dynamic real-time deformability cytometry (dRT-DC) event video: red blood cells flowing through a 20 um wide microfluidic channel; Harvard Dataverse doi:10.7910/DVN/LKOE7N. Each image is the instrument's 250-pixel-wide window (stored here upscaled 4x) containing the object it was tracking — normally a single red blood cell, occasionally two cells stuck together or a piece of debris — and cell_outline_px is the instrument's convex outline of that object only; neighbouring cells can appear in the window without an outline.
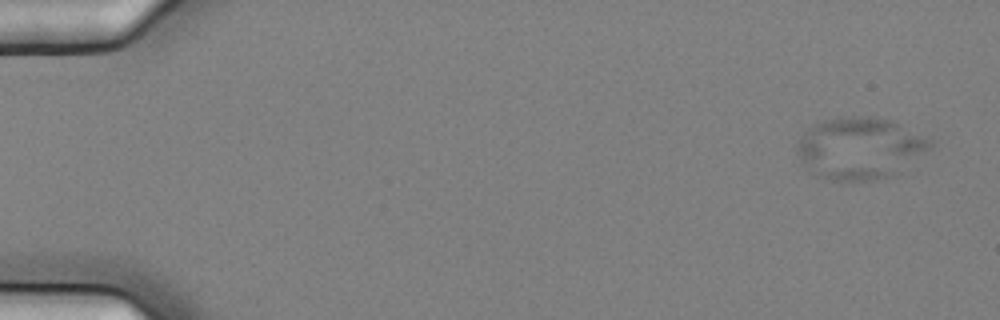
{"species": "common noctule bat (a hibernating species)", "species_latin": "Nyctalus noctula", "temperature_condition": "cold", "stored_images_in_passage": 15, "camera_frame_rate_fps": 3000, "um_per_image_px": 0.085, "animal": {"sex": "female", "body_mass_g": 25.1}, "frame": {"image": 1, "passage_image": 1, "time_ms": 0.0, "image_size_px": [1000, 320], "cell_outline_px": [[932, 148], [900, 172], [892, 176], [872, 180], [840, 184], [812, 176], [808, 172], [796, 152], [796, 148], [804, 132], [808, 128], [824, 120], [836, 116], [872, 116], [888, 120], [932, 140]], "centroid_in_image_um": [73.03, 12.65], "position_along_channel_um": 12.0, "area_um2": 48.78}}
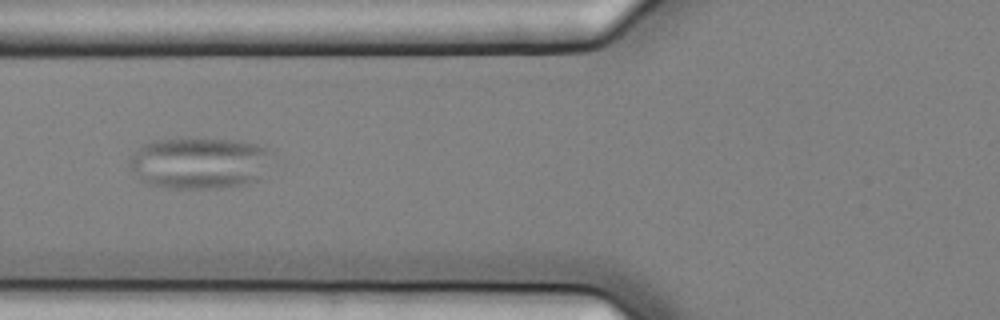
{"frame": {"image": 2, "passage_image": 6, "time_ms": 1.667, "image_size_px": [1000, 320], "cell_outline_px": [[272, 152], [260, 180], [244, 184], [220, 188], [164, 188], [148, 184], [140, 180], [128, 164], [128, 156], [136, 148], [152, 140], [236, 140], [256, 144], [268, 148]], "centroid_in_image_um": [16.91, 13.87], "position_along_channel_um": 108.9, "area_um2": 42.77}}
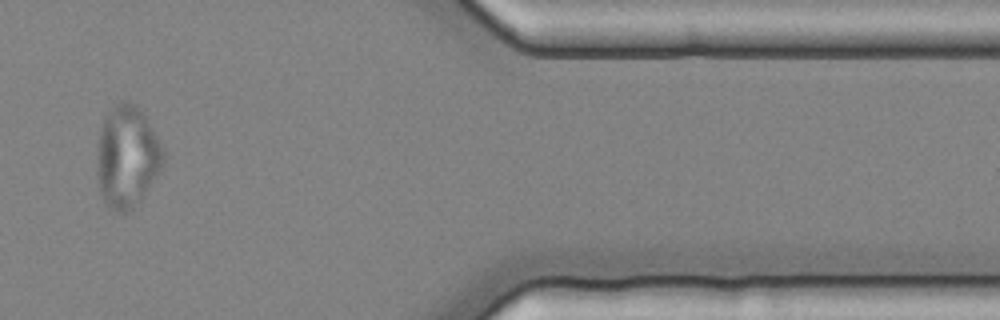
{"frame": {"image": 3, "passage_image": 13, "time_ms": 4.0, "image_size_px": [1000, 320], "cell_outline_px": [[164, 160], [160, 168], [144, 192], [132, 208], [124, 212], [116, 212], [104, 204], [100, 196], [96, 176], [96, 152], [100, 128], [108, 112], [120, 100], [128, 100], [136, 104], [144, 112], [164, 152]], "centroid_in_image_um": [10.73, 13.28], "position_along_channel_um": 400.7, "area_um2": 39.3}}